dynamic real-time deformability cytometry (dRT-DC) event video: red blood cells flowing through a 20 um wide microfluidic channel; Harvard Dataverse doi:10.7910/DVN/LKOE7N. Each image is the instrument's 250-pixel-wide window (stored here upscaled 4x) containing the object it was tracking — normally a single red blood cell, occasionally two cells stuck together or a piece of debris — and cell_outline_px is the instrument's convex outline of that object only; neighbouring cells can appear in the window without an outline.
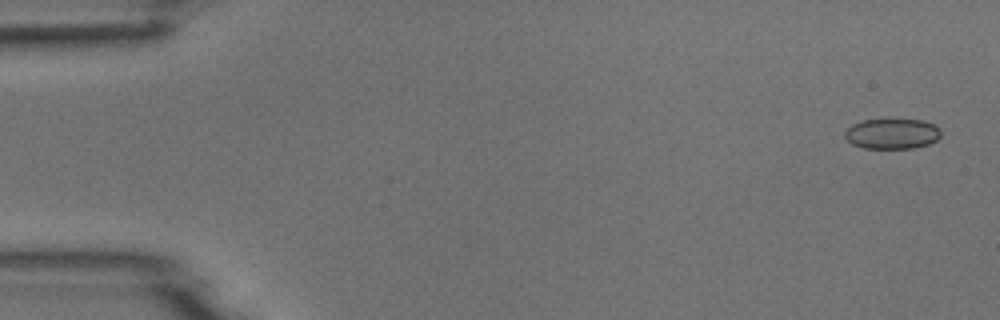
{"species": "common noctule bat (a hibernating species)", "species_latin": "Nyctalus noctula", "temperature_condition": "room temperature", "stored_images_in_passage": 5, "camera_frame_rate_fps": 3000, "um_per_image_px": 0.085, "animal": {"sex": "male", "body_mass_g": 18.8}, "frame": {"image": 1, "passage_image": 1, "time_ms": 0.0, "image_size_px": [1000, 320], "cell_outline_px": [[940, 136], [936, 140], [928, 144], [912, 148], [864, 148], [852, 144], [844, 136], [844, 132], [852, 124], [864, 120], [924, 120], [940, 128]], "centroid_in_image_um": [75.82, 11.37], "position_along_channel_um": 9.2, "area_um2": 16.82}}
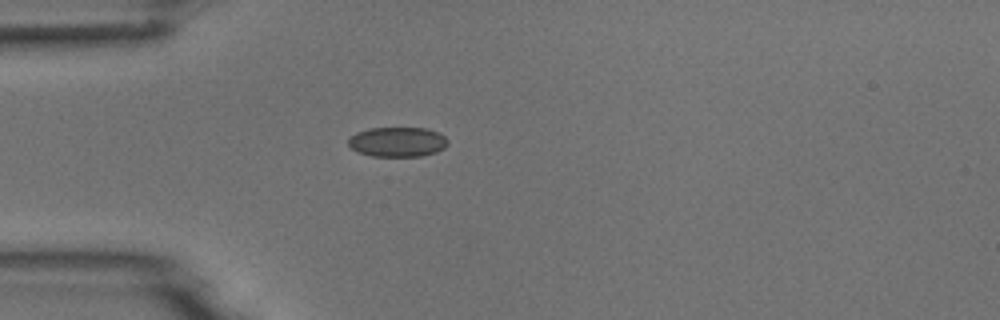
{"frame": {"image": 2, "passage_image": 5, "time_ms": 1.333, "image_size_px": [1000, 320], "cell_outline_px": [[448, 144], [444, 148], [436, 152], [420, 156], [372, 156], [356, 152], [348, 144], [348, 140], [356, 132], [368, 128], [428, 128], [440, 132], [448, 140]], "centroid_in_image_um": [33.8, 12.05], "position_along_channel_um": 51.2, "area_um2": 17.4}}